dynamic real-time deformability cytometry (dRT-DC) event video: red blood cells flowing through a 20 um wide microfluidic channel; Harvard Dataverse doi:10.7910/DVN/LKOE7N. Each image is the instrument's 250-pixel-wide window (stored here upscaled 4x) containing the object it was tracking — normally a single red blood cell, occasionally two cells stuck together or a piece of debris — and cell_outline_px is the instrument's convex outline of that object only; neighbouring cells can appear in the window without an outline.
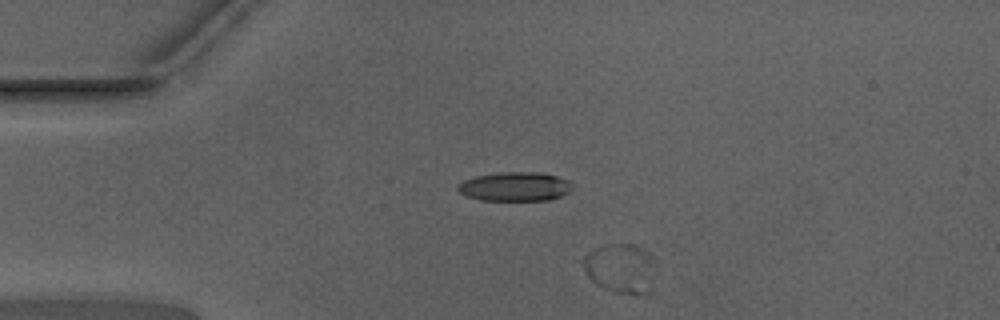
{"species": "Egyptian fruit bat (a non-hibernating species)", "species_latin": "Rousettus aegyptiacus", "temperature_condition": "warm", "stored_images_in_passage": 41, "camera_frame_rate_fps": 3000, "um_per_image_px": 0.085, "animal": {"sex": "male"}, "frame": {"image": 1, "passage_image": 1, "time_ms": 0.0, "image_size_px": [1000, 320], "cell_outline_px": [[648, 292], [636, 296], [616, 292], [604, 288], [596, 284], [584, 272], [584, 260], [588, 252], [596, 248], [600, 248]], "centroid_in_image_um": [51.87, 23.3], "position_along_channel_um": 33.1, "area_um2": 11.1}}
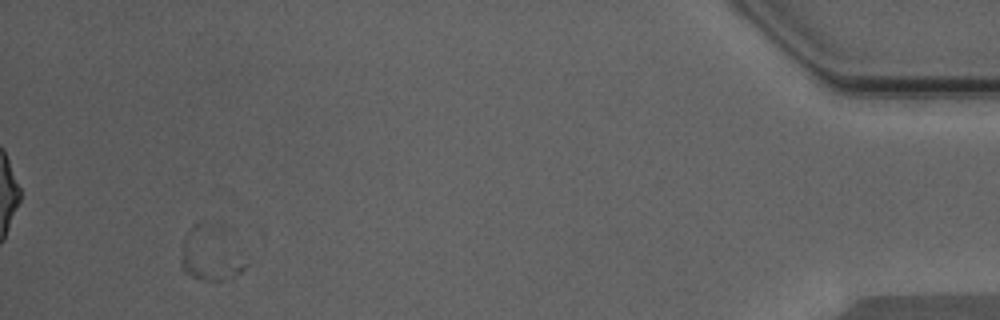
{"frame": {"image": 2, "passage_image": 41, "time_ms": 13.333, "image_size_px": [1000, 320], "cell_outline_px": [[248, 264], [240, 272], [224, 280], [212, 280], [192, 276], [180, 264], [184, 240], [188, 232], [200, 220]], "centroid_in_image_um": [17.79, 21.7], "position_along_channel_um": 417.4, "area_um2": 17.63}}